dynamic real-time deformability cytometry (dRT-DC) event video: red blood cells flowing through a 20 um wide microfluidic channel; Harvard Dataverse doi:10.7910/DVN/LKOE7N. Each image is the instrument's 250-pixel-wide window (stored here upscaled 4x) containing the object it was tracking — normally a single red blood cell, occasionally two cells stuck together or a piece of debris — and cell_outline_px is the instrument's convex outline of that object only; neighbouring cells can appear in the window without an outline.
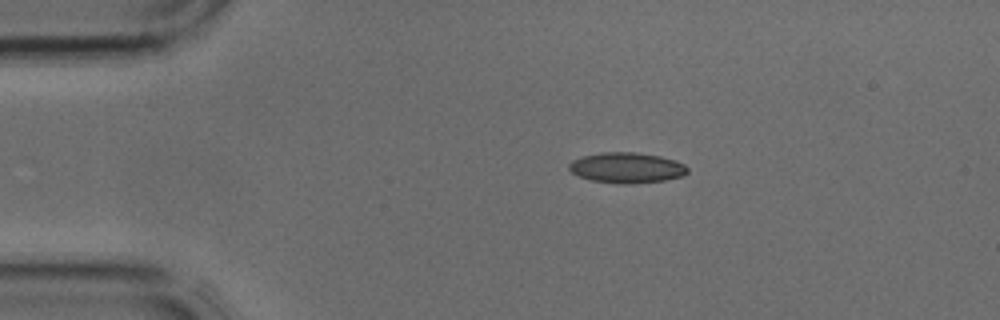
{"species": "common noctule bat (a hibernating species)", "species_latin": "Nyctalus noctula", "temperature_condition": "cold", "stored_images_in_passage": 2, "camera_frame_rate_fps": 3000, "um_per_image_px": 0.085, "animal": {"sex": "male", "body_mass_g": 17.9, "forearm_length_mm": 54.2}, "frame": {"image": 1, "passage_image": 1, "time_ms": 0.0, "image_size_px": [1000, 320], "cell_outline_px": [[688, 172], [684, 176], [664, 180], [628, 184], [624, 184], [592, 180], [580, 176], [572, 172], [568, 168], [568, 164], [572, 160], [584, 156], [604, 152], [636, 152], [660, 156], [676, 160], [684, 164], [688, 168]], "centroid_in_image_um": [53.3, 14.25], "position_along_channel_um": 31.7, "area_um2": 20.98}}